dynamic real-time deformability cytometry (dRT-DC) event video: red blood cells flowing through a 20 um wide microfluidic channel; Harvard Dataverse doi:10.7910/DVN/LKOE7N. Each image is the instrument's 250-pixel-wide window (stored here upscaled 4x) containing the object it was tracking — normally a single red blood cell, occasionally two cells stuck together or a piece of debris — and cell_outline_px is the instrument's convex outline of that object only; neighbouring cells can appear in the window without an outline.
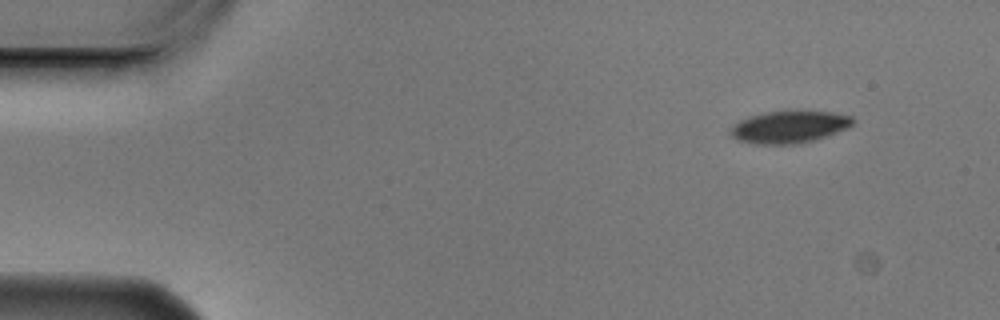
{"species": "Egyptian fruit bat (a non-hibernating species)", "species_latin": "Rousettus aegyptiacus", "temperature_condition": "cold", "stored_images_in_passage": 6, "segment_of_instrument_passage": [2, 2], "camera_frame_rate_fps": 3000, "um_per_image_px": 0.085, "animal": {"sex": "male"}, "frame": {"image": 1, "passage_image": 6, "time_ms": 1.667, "image_size_px": [1000, 320], "cell_outline_px": [[856, 120], [848, 128], [812, 140], [796, 144], [756, 144], [740, 140], [732, 136], [732, 128], [740, 120], [752, 116], [768, 112], [832, 112], [852, 116]], "centroid_in_image_um": [67.13, 10.8], "position_along_channel_um": 17.9, "area_um2": 22.2}}